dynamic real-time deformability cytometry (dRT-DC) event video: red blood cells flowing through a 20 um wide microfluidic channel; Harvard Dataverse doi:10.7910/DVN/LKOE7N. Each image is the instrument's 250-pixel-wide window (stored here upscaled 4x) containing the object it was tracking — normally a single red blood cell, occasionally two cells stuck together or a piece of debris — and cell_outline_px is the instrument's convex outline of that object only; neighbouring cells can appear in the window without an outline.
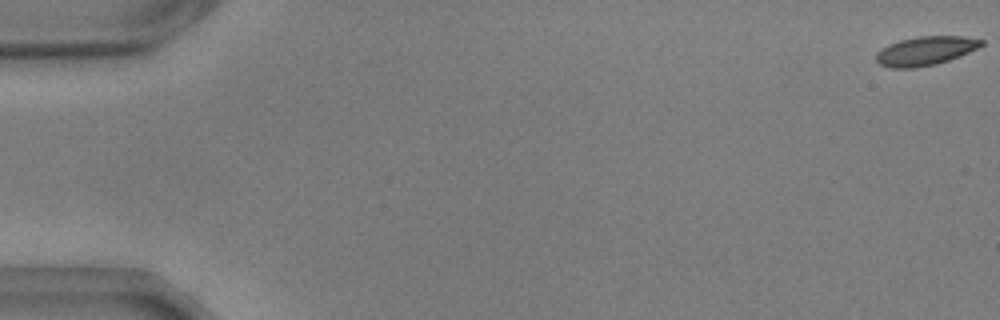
{"species": "common noctule bat (a hibernating species)", "species_latin": "Nyctalus noctula", "temperature_condition": "warm", "stored_images_in_passage": 56, "camera_frame_rate_fps": 3000, "um_per_image_px": 0.085, "animal": {"sex": "male", "body_mass_g": 17.9, "forearm_length_mm": 54.2}, "frame": {"image": 1, "passage_image": 1, "time_ms": 0.0, "image_size_px": [1000, 320], "cell_outline_px": [[984, 44], [960, 56], [936, 64], [916, 68], [888, 68], [880, 64], [876, 60], [876, 52], [888, 44], [900, 40], [920, 36], [964, 36], [984, 40]], "centroid_in_image_um": [78.64, 4.33], "position_along_channel_um": 6.4, "area_um2": 17.74}}
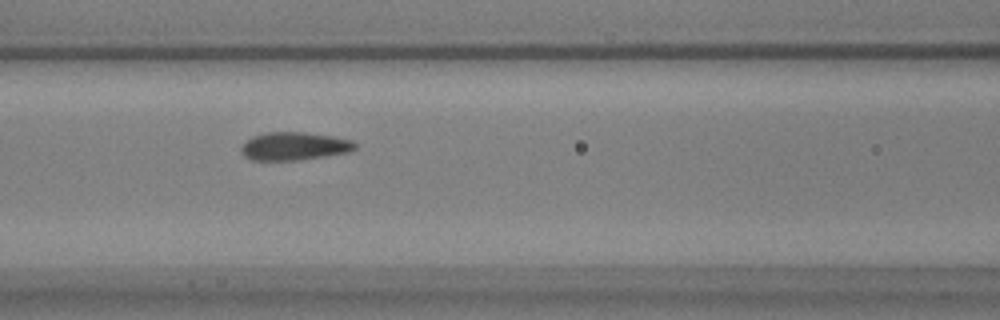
{"frame": {"image": 2, "passage_image": 25, "time_ms": 8.0, "image_size_px": [1000, 320], "cell_outline_px": [[356, 148], [348, 152], [300, 160], [252, 160], [244, 156], [240, 152], [240, 148], [252, 136], [264, 132], [304, 132], [332, 136], [352, 140], [356, 144]], "centroid_in_image_um": [24.99, 12.42], "position_along_channel_um": 141.6, "area_um2": 18.61}}
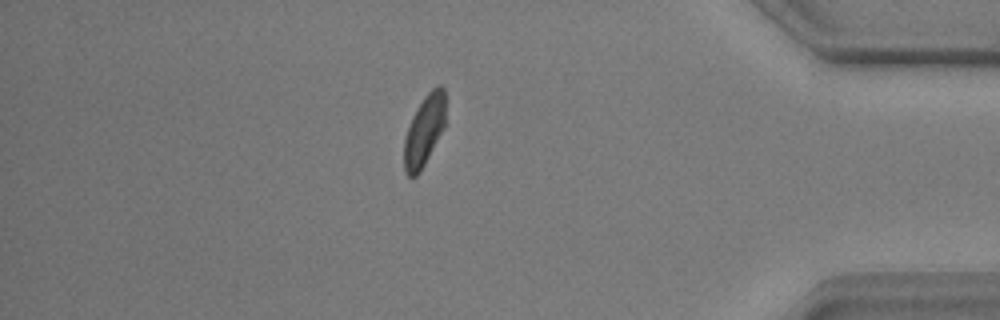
{"frame": {"image": 3, "passage_image": 49, "time_ms": 16.0, "image_size_px": [1000, 320], "cell_outline_px": [[444, 128], [420, 172], [416, 176], [408, 176], [404, 172], [404, 140], [412, 116], [416, 108], [424, 96], [436, 84], [440, 84], [444, 88]], "centroid_in_image_um": [36.05, 11.09], "position_along_channel_um": 399.2, "area_um2": 16.99}, "authors_computed_cell_mechanics": {"area_um2": 18.2359, "velocity_mm_per_s": 3.6384, "shape_relaxation_time_tau1_ms": 4.0688, "shape_relaxation_time_tau2_ms": null, "deformation_change_tau1": 0.1114, "deformation_change_tau2": null}}